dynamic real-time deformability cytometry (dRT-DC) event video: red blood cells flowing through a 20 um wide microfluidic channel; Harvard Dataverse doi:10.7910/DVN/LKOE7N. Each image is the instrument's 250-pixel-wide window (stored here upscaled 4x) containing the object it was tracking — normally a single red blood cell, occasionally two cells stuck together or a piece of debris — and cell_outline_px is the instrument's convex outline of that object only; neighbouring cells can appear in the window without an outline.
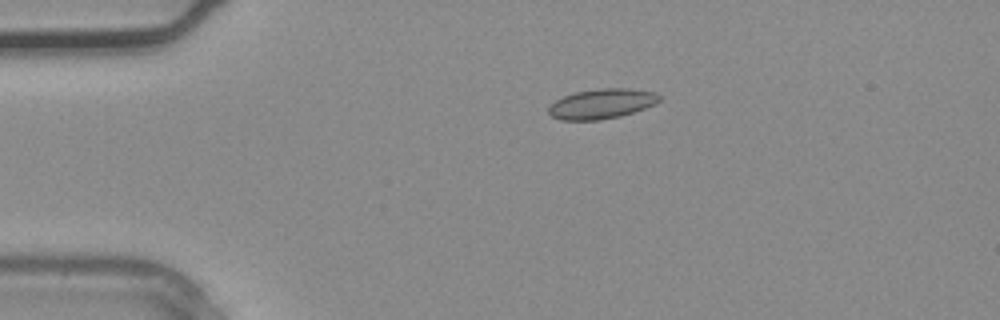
{"species": "common noctule bat (a hibernating species)", "species_latin": "Nyctalus noctula", "temperature_condition": "warm", "stored_images_in_passage": 4, "segment_of_instrument_passage": [1, 2], "camera_frame_rate_fps": 3000, "um_per_image_px": 0.085, "animal": {"sex": "male", "body_mass_g": 20.4}, "frame": {"image": 1, "passage_image": 2, "time_ms": 0.333, "image_size_px": [1000, 320], "cell_outline_px": [[660, 100], [644, 108], [620, 116], [600, 120], [560, 120], [552, 116], [548, 112], [548, 108], [556, 100], [564, 96], [576, 92], [600, 88], [628, 88], [656, 92], [660, 96]], "centroid_in_image_um": [51.13, 8.82], "position_along_channel_um": 33.9, "area_um2": 19.13}}